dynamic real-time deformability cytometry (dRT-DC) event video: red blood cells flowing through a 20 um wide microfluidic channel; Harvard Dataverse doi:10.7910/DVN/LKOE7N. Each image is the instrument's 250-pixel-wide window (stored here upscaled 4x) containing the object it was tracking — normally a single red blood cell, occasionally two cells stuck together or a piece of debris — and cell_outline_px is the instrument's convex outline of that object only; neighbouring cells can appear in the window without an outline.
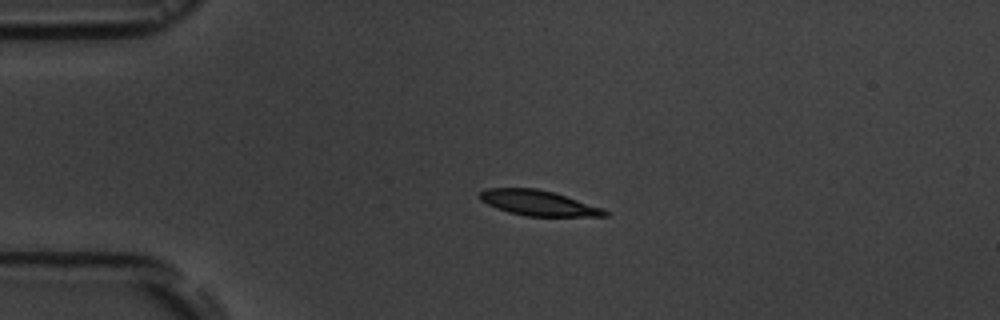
{"species": "common noctule bat (a hibernating species)", "species_latin": "Nyctalus noctula", "temperature_condition": "room temperature", "stored_images_in_passage": 4, "camera_frame_rate_fps": 3000, "um_per_image_px": 0.085, "animal": {"sex": "male", "body_mass_g": 19.5, "forearm_length_mm": 54.6}, "frame": {"image": 1, "passage_image": 3, "time_ms": 2.333, "image_size_px": [1000, 320], "cell_outline_px": [[608, 216], [524, 216], [508, 212], [496, 208], [480, 200], [476, 196], [484, 188], [536, 188], [552, 192], [604, 208], [608, 212]], "centroid_in_image_um": [45.71, 17.25], "position_along_channel_um": 39.3, "area_um2": 18.44}}